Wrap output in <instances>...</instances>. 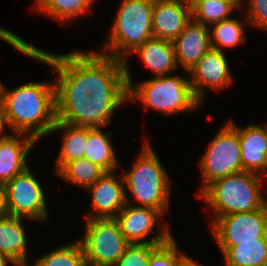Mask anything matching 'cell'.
Wrapping results in <instances>:
<instances>
[{
	"label": "cell",
	"instance_id": "6da1fadb",
	"mask_svg": "<svg viewBox=\"0 0 267 266\" xmlns=\"http://www.w3.org/2000/svg\"><path fill=\"white\" fill-rule=\"evenodd\" d=\"M0 39L25 56L56 69V117L60 122L104 127L110 124L115 110L128 102L125 66L121 59L97 51L52 54L1 27Z\"/></svg>",
	"mask_w": 267,
	"mask_h": 266
},
{
	"label": "cell",
	"instance_id": "7a4b0ae2",
	"mask_svg": "<svg viewBox=\"0 0 267 266\" xmlns=\"http://www.w3.org/2000/svg\"><path fill=\"white\" fill-rule=\"evenodd\" d=\"M6 90L2 107L12 133L26 134L36 141L51 134L57 121L54 80L30 82Z\"/></svg>",
	"mask_w": 267,
	"mask_h": 266
},
{
	"label": "cell",
	"instance_id": "3957f363",
	"mask_svg": "<svg viewBox=\"0 0 267 266\" xmlns=\"http://www.w3.org/2000/svg\"><path fill=\"white\" fill-rule=\"evenodd\" d=\"M262 182L261 175L242 171L208 184L199 196L213 211L211 224L221 216L252 212L264 207L267 199L262 194Z\"/></svg>",
	"mask_w": 267,
	"mask_h": 266
},
{
	"label": "cell",
	"instance_id": "277c9868",
	"mask_svg": "<svg viewBox=\"0 0 267 266\" xmlns=\"http://www.w3.org/2000/svg\"><path fill=\"white\" fill-rule=\"evenodd\" d=\"M125 76L128 102L141 101L145 109H154L166 115L195 110L202 104L194 95L189 78L165 75L153 77L137 85L132 84L127 64ZM185 78V79H184Z\"/></svg>",
	"mask_w": 267,
	"mask_h": 266
},
{
	"label": "cell",
	"instance_id": "5b68a950",
	"mask_svg": "<svg viewBox=\"0 0 267 266\" xmlns=\"http://www.w3.org/2000/svg\"><path fill=\"white\" fill-rule=\"evenodd\" d=\"M153 2L154 0H122L101 54L121 59L124 64H128V55L153 38Z\"/></svg>",
	"mask_w": 267,
	"mask_h": 266
},
{
	"label": "cell",
	"instance_id": "8992f818",
	"mask_svg": "<svg viewBox=\"0 0 267 266\" xmlns=\"http://www.w3.org/2000/svg\"><path fill=\"white\" fill-rule=\"evenodd\" d=\"M140 156L132 164V168L123 175L126 189L138 200L134 206L158 209L163 215L169 207L171 179L148 139H144Z\"/></svg>",
	"mask_w": 267,
	"mask_h": 266
},
{
	"label": "cell",
	"instance_id": "52a82bcc",
	"mask_svg": "<svg viewBox=\"0 0 267 266\" xmlns=\"http://www.w3.org/2000/svg\"><path fill=\"white\" fill-rule=\"evenodd\" d=\"M86 230L78 240L87 266H115L130 243L114 218L86 219Z\"/></svg>",
	"mask_w": 267,
	"mask_h": 266
},
{
	"label": "cell",
	"instance_id": "ba28073f",
	"mask_svg": "<svg viewBox=\"0 0 267 266\" xmlns=\"http://www.w3.org/2000/svg\"><path fill=\"white\" fill-rule=\"evenodd\" d=\"M203 185L228 175L242 172L238 132L227 122L218 131L199 162Z\"/></svg>",
	"mask_w": 267,
	"mask_h": 266
},
{
	"label": "cell",
	"instance_id": "9c48e42d",
	"mask_svg": "<svg viewBox=\"0 0 267 266\" xmlns=\"http://www.w3.org/2000/svg\"><path fill=\"white\" fill-rule=\"evenodd\" d=\"M35 176L28 167L4 185L7 213L31 221L47 222L46 196Z\"/></svg>",
	"mask_w": 267,
	"mask_h": 266
},
{
	"label": "cell",
	"instance_id": "30bf717a",
	"mask_svg": "<svg viewBox=\"0 0 267 266\" xmlns=\"http://www.w3.org/2000/svg\"><path fill=\"white\" fill-rule=\"evenodd\" d=\"M210 228L222 254L238 242L267 238V204L252 212L221 216Z\"/></svg>",
	"mask_w": 267,
	"mask_h": 266
},
{
	"label": "cell",
	"instance_id": "8fae6325",
	"mask_svg": "<svg viewBox=\"0 0 267 266\" xmlns=\"http://www.w3.org/2000/svg\"><path fill=\"white\" fill-rule=\"evenodd\" d=\"M126 205L114 218L120 230L130 244H163L172 236L168 225L162 226L160 231L149 240H146L163 214L155 208L134 206L128 194L125 193Z\"/></svg>",
	"mask_w": 267,
	"mask_h": 266
},
{
	"label": "cell",
	"instance_id": "7c38bea8",
	"mask_svg": "<svg viewBox=\"0 0 267 266\" xmlns=\"http://www.w3.org/2000/svg\"><path fill=\"white\" fill-rule=\"evenodd\" d=\"M224 51L211 48L188 72L193 93L203 103L205 89L222 90L233 83ZM206 87V88H205Z\"/></svg>",
	"mask_w": 267,
	"mask_h": 266
},
{
	"label": "cell",
	"instance_id": "4fadbf2b",
	"mask_svg": "<svg viewBox=\"0 0 267 266\" xmlns=\"http://www.w3.org/2000/svg\"><path fill=\"white\" fill-rule=\"evenodd\" d=\"M125 181L123 175L118 180L114 172H106L87 188L91 194V211L86 219L115 218L125 207Z\"/></svg>",
	"mask_w": 267,
	"mask_h": 266
},
{
	"label": "cell",
	"instance_id": "5bb4252c",
	"mask_svg": "<svg viewBox=\"0 0 267 266\" xmlns=\"http://www.w3.org/2000/svg\"><path fill=\"white\" fill-rule=\"evenodd\" d=\"M192 19L191 6L179 0H154L153 38L174 41Z\"/></svg>",
	"mask_w": 267,
	"mask_h": 266
},
{
	"label": "cell",
	"instance_id": "9a60e30c",
	"mask_svg": "<svg viewBox=\"0 0 267 266\" xmlns=\"http://www.w3.org/2000/svg\"><path fill=\"white\" fill-rule=\"evenodd\" d=\"M210 29L191 19L173 41L177 66L188 72L212 48Z\"/></svg>",
	"mask_w": 267,
	"mask_h": 266
},
{
	"label": "cell",
	"instance_id": "2e32d148",
	"mask_svg": "<svg viewBox=\"0 0 267 266\" xmlns=\"http://www.w3.org/2000/svg\"><path fill=\"white\" fill-rule=\"evenodd\" d=\"M228 123L239 135L242 171L258 175L267 174V133L265 127L249 124L240 128L231 120Z\"/></svg>",
	"mask_w": 267,
	"mask_h": 266
},
{
	"label": "cell",
	"instance_id": "e0dca14e",
	"mask_svg": "<svg viewBox=\"0 0 267 266\" xmlns=\"http://www.w3.org/2000/svg\"><path fill=\"white\" fill-rule=\"evenodd\" d=\"M25 135V136H24ZM36 140L26 134L12 133L0 140V183L6 184L27 168L26 159Z\"/></svg>",
	"mask_w": 267,
	"mask_h": 266
},
{
	"label": "cell",
	"instance_id": "ac0fdd59",
	"mask_svg": "<svg viewBox=\"0 0 267 266\" xmlns=\"http://www.w3.org/2000/svg\"><path fill=\"white\" fill-rule=\"evenodd\" d=\"M132 53L140 57L155 77L169 75L178 68L173 41L151 38L130 54Z\"/></svg>",
	"mask_w": 267,
	"mask_h": 266
},
{
	"label": "cell",
	"instance_id": "d6986e66",
	"mask_svg": "<svg viewBox=\"0 0 267 266\" xmlns=\"http://www.w3.org/2000/svg\"><path fill=\"white\" fill-rule=\"evenodd\" d=\"M22 218L6 215L0 218V253L11 257L19 266H29L27 238Z\"/></svg>",
	"mask_w": 267,
	"mask_h": 266
},
{
	"label": "cell",
	"instance_id": "ffe728a7",
	"mask_svg": "<svg viewBox=\"0 0 267 266\" xmlns=\"http://www.w3.org/2000/svg\"><path fill=\"white\" fill-rule=\"evenodd\" d=\"M101 127H87V144L84 158L97 164L105 172H114L119 168L110 141L111 132L103 133Z\"/></svg>",
	"mask_w": 267,
	"mask_h": 266
},
{
	"label": "cell",
	"instance_id": "44dd1931",
	"mask_svg": "<svg viewBox=\"0 0 267 266\" xmlns=\"http://www.w3.org/2000/svg\"><path fill=\"white\" fill-rule=\"evenodd\" d=\"M57 130L63 131L64 135L55 165L56 173L66 163L84 158L87 144V127L70 125L57 120L51 133Z\"/></svg>",
	"mask_w": 267,
	"mask_h": 266
},
{
	"label": "cell",
	"instance_id": "7402d4cb",
	"mask_svg": "<svg viewBox=\"0 0 267 266\" xmlns=\"http://www.w3.org/2000/svg\"><path fill=\"white\" fill-rule=\"evenodd\" d=\"M225 266H267V238L238 242L223 253Z\"/></svg>",
	"mask_w": 267,
	"mask_h": 266
},
{
	"label": "cell",
	"instance_id": "603a6c76",
	"mask_svg": "<svg viewBox=\"0 0 267 266\" xmlns=\"http://www.w3.org/2000/svg\"><path fill=\"white\" fill-rule=\"evenodd\" d=\"M36 11L55 18L62 25L89 13L94 0H35ZM38 9V10H37Z\"/></svg>",
	"mask_w": 267,
	"mask_h": 266
},
{
	"label": "cell",
	"instance_id": "cb8c5ba5",
	"mask_svg": "<svg viewBox=\"0 0 267 266\" xmlns=\"http://www.w3.org/2000/svg\"><path fill=\"white\" fill-rule=\"evenodd\" d=\"M242 4V1H196L191 5L192 19L209 27L230 18V13L232 14L235 9H241Z\"/></svg>",
	"mask_w": 267,
	"mask_h": 266
},
{
	"label": "cell",
	"instance_id": "d4e9b609",
	"mask_svg": "<svg viewBox=\"0 0 267 266\" xmlns=\"http://www.w3.org/2000/svg\"><path fill=\"white\" fill-rule=\"evenodd\" d=\"M245 22V23H244ZM249 25L246 17L243 21L227 18L215 23L210 31L211 46L213 49L222 51L223 47L234 48L246 42L244 24Z\"/></svg>",
	"mask_w": 267,
	"mask_h": 266
},
{
	"label": "cell",
	"instance_id": "484cf974",
	"mask_svg": "<svg viewBox=\"0 0 267 266\" xmlns=\"http://www.w3.org/2000/svg\"><path fill=\"white\" fill-rule=\"evenodd\" d=\"M105 173L97 164L86 158L68 162L57 172L62 180L74 185L78 184L85 189L93 185Z\"/></svg>",
	"mask_w": 267,
	"mask_h": 266
},
{
	"label": "cell",
	"instance_id": "4316f807",
	"mask_svg": "<svg viewBox=\"0 0 267 266\" xmlns=\"http://www.w3.org/2000/svg\"><path fill=\"white\" fill-rule=\"evenodd\" d=\"M32 266H87L80 242H72L37 258Z\"/></svg>",
	"mask_w": 267,
	"mask_h": 266
},
{
	"label": "cell",
	"instance_id": "83f0119b",
	"mask_svg": "<svg viewBox=\"0 0 267 266\" xmlns=\"http://www.w3.org/2000/svg\"><path fill=\"white\" fill-rule=\"evenodd\" d=\"M192 260L178 250L174 237H171L151 253L147 266H187Z\"/></svg>",
	"mask_w": 267,
	"mask_h": 266
},
{
	"label": "cell",
	"instance_id": "f1b7e54d",
	"mask_svg": "<svg viewBox=\"0 0 267 266\" xmlns=\"http://www.w3.org/2000/svg\"><path fill=\"white\" fill-rule=\"evenodd\" d=\"M160 244H130L115 266H147L151 253Z\"/></svg>",
	"mask_w": 267,
	"mask_h": 266
},
{
	"label": "cell",
	"instance_id": "f546056e",
	"mask_svg": "<svg viewBox=\"0 0 267 266\" xmlns=\"http://www.w3.org/2000/svg\"><path fill=\"white\" fill-rule=\"evenodd\" d=\"M246 19L250 26L267 32V0H249Z\"/></svg>",
	"mask_w": 267,
	"mask_h": 266
},
{
	"label": "cell",
	"instance_id": "4dcf8cb0",
	"mask_svg": "<svg viewBox=\"0 0 267 266\" xmlns=\"http://www.w3.org/2000/svg\"><path fill=\"white\" fill-rule=\"evenodd\" d=\"M8 215L6 209L5 186L0 183V218Z\"/></svg>",
	"mask_w": 267,
	"mask_h": 266
},
{
	"label": "cell",
	"instance_id": "1f68e13d",
	"mask_svg": "<svg viewBox=\"0 0 267 266\" xmlns=\"http://www.w3.org/2000/svg\"><path fill=\"white\" fill-rule=\"evenodd\" d=\"M5 123L8 126L7 119H6L5 115H4L3 107H2V105H0V140H3V139H5L6 137H8L10 135V133H8V134L4 133L2 135L3 130L5 128Z\"/></svg>",
	"mask_w": 267,
	"mask_h": 266
},
{
	"label": "cell",
	"instance_id": "d6a6232c",
	"mask_svg": "<svg viewBox=\"0 0 267 266\" xmlns=\"http://www.w3.org/2000/svg\"><path fill=\"white\" fill-rule=\"evenodd\" d=\"M9 263H12L14 266H19L11 257L0 253V266H8Z\"/></svg>",
	"mask_w": 267,
	"mask_h": 266
},
{
	"label": "cell",
	"instance_id": "836d02e7",
	"mask_svg": "<svg viewBox=\"0 0 267 266\" xmlns=\"http://www.w3.org/2000/svg\"><path fill=\"white\" fill-rule=\"evenodd\" d=\"M4 88L5 86L2 84V81H0V105H2V101H3Z\"/></svg>",
	"mask_w": 267,
	"mask_h": 266
},
{
	"label": "cell",
	"instance_id": "e575fe53",
	"mask_svg": "<svg viewBox=\"0 0 267 266\" xmlns=\"http://www.w3.org/2000/svg\"><path fill=\"white\" fill-rule=\"evenodd\" d=\"M180 2L186 3L188 5H193L197 0H179Z\"/></svg>",
	"mask_w": 267,
	"mask_h": 266
},
{
	"label": "cell",
	"instance_id": "d590c367",
	"mask_svg": "<svg viewBox=\"0 0 267 266\" xmlns=\"http://www.w3.org/2000/svg\"><path fill=\"white\" fill-rule=\"evenodd\" d=\"M187 266H202V265L198 264L196 261L192 260Z\"/></svg>",
	"mask_w": 267,
	"mask_h": 266
},
{
	"label": "cell",
	"instance_id": "8d00e7d4",
	"mask_svg": "<svg viewBox=\"0 0 267 266\" xmlns=\"http://www.w3.org/2000/svg\"><path fill=\"white\" fill-rule=\"evenodd\" d=\"M197 1H205V0H197ZM217 1V0H215ZM220 1H244V0H220Z\"/></svg>",
	"mask_w": 267,
	"mask_h": 266
},
{
	"label": "cell",
	"instance_id": "74e56055",
	"mask_svg": "<svg viewBox=\"0 0 267 266\" xmlns=\"http://www.w3.org/2000/svg\"><path fill=\"white\" fill-rule=\"evenodd\" d=\"M264 127H265V131L267 133V123L264 125Z\"/></svg>",
	"mask_w": 267,
	"mask_h": 266
}]
</instances>
